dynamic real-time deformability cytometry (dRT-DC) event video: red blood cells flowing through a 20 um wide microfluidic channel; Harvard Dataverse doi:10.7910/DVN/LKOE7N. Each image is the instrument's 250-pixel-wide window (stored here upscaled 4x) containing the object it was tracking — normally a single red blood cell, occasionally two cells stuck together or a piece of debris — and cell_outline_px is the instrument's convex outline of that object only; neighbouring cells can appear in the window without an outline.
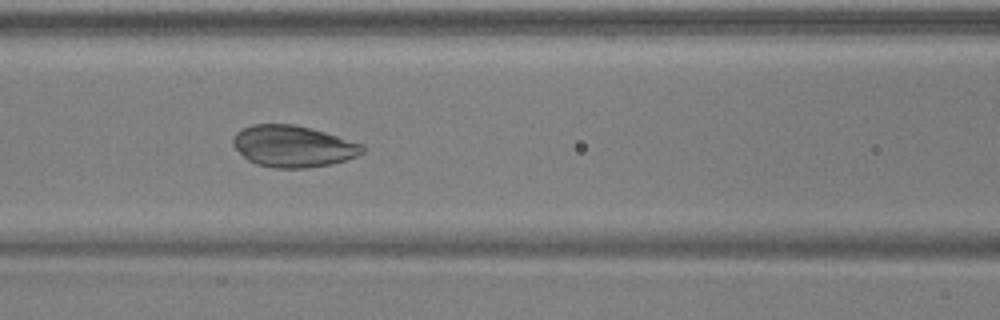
{"species": "common noctule bat (a hibernating species)", "species_latin": "Nyctalus noctula", "temperature_condition": "warm", "stored_images_in_passage": 40, "camera_frame_rate_fps": 3000, "um_per_image_px": 0.085, "animal": {"sex": "male", "body_mass_g": 17.9, "forearm_length_mm": 54.2}, "frame": {"image": 1, "passage_image": 18, "time_ms": 5.667, "image_size_px": [1000, 320], "cell_outline_px": [[364, 152], [356, 156], [332, 164], [308, 168], [276, 168], [256, 164], [248, 160], [232, 144], [232, 136], [236, 132], [252, 124], [292, 124], [324, 132], [364, 144]], "centroid_in_image_um": [24.9, 12.44], "position_along_channel_um": 141.7, "area_um2": 31.21}}
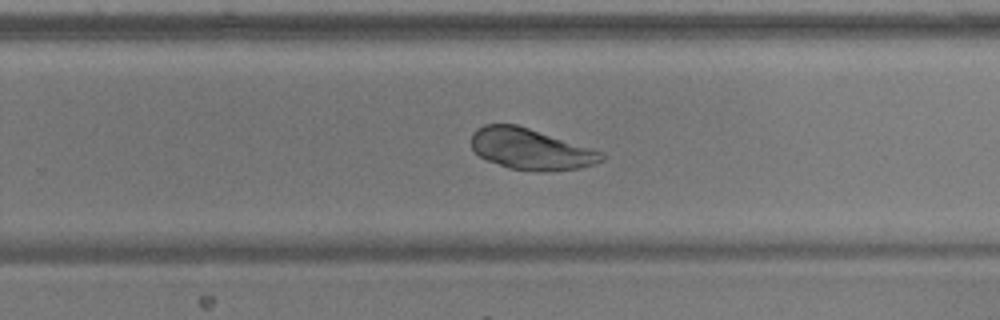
{"frame": {"image": 2, "passage_image": 29, "time_ms": 9.333, "image_size_px": [1000, 320], "cell_outline_px": [[604, 160], [580, 168], [508, 168], [488, 160], [480, 156], [472, 148], [472, 132], [476, 128], [484, 124], [516, 124], [604, 152]], "centroid_in_image_um": [45.07, 12.61], "position_along_channel_um": 284.7, "area_um2": 30.0}}
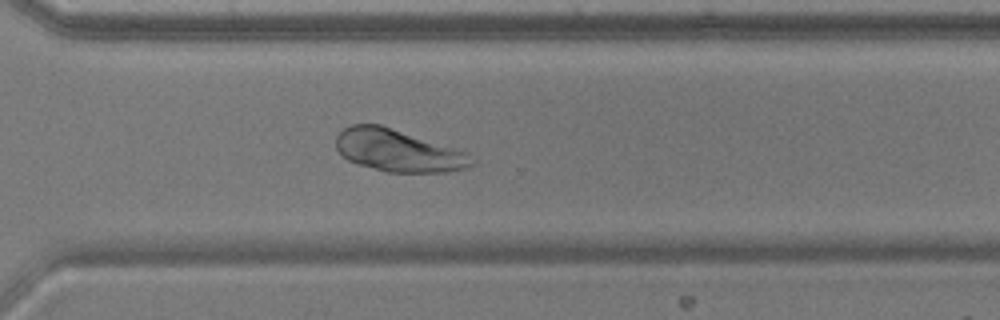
{"frame": {"image": 3, "passage_image": 33, "time_ms": 10.667, "image_size_px": [1000, 320], "cell_outline_px": [[476, 164], [468, 168], [448, 172], [388, 172], [356, 164], [348, 160], [336, 148], [336, 136], [344, 128], [352, 124], [380, 124], [464, 152], [476, 160]], "centroid_in_image_um": [33.83, 12.81], "position_along_channel_um": 336.8, "area_um2": 33.0}}